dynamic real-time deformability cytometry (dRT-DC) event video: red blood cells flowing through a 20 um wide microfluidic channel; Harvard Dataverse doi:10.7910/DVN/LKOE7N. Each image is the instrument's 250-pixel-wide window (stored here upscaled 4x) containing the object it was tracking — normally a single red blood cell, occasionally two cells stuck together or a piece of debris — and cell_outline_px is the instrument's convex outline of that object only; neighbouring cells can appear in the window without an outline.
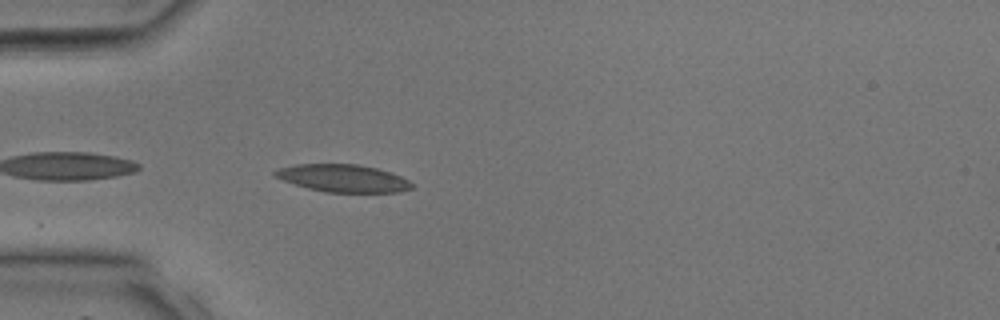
{"species": "common noctule bat (a hibernating species)", "species_latin": "Nyctalus noctula", "temperature_condition": "room temperature", "stored_images_in_passage": 18, "camera_frame_rate_fps": 3000, "um_per_image_px": 0.085, "animal": {"sex": "male", "body_mass_g": 17.9, "forearm_length_mm": 54.2}, "frame": {"image": 1, "passage_image": 1, "time_ms": 0.0, "image_size_px": [1000, 320], "cell_outline_px": [[412, 188], [400, 192], [324, 192], [308, 188], [284, 180], [276, 176], [272, 172], [280, 168], [296, 164], [360, 164], [392, 172], [408, 180], [412, 184]], "centroid_in_image_um": [29.19, 15.14], "position_along_channel_um": 55.8, "area_um2": 21.79}}
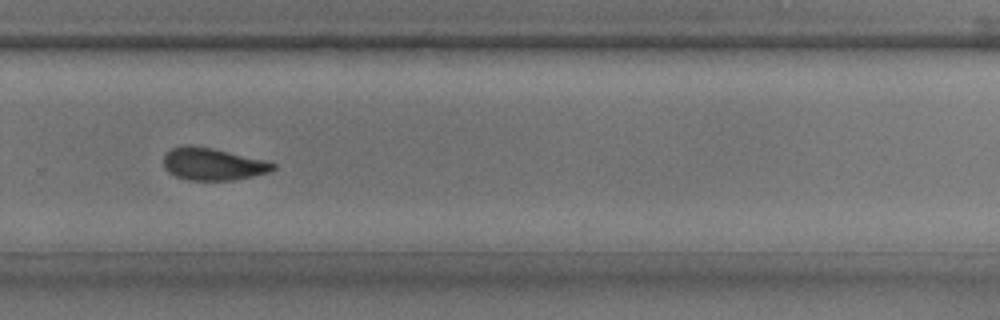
{"frame": {"image": 2, "passage_image": 16, "time_ms": 5.0, "image_size_px": [1000, 320], "cell_outline_px": [[276, 168], [268, 172], [252, 176], [232, 180], [188, 180], [176, 176], [168, 172], [164, 168], [164, 156], [172, 148], [188, 144], [212, 148], [264, 160], [276, 164]], "centroid_in_image_um": [18.07, 13.95], "position_along_channel_um": 311.7, "area_um2": 20.4}}